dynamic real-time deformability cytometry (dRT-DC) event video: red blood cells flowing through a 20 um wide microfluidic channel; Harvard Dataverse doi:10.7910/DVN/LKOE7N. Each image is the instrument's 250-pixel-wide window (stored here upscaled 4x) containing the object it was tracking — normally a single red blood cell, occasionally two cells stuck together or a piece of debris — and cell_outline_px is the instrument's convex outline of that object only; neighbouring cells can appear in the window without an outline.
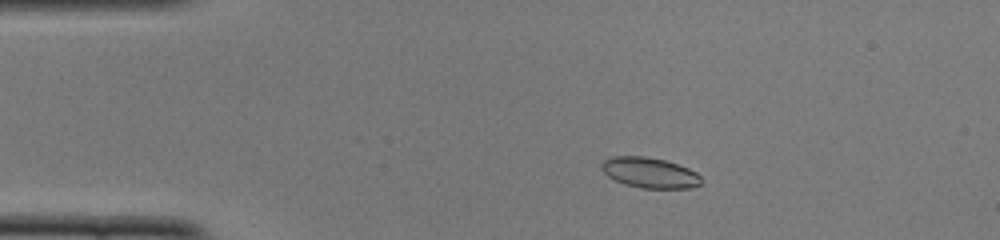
{"species": "common noctule bat (a hibernating species)", "species_latin": "Nyctalus noctula", "temperature_condition": "cold", "stored_images_in_passage": 46, "camera_frame_rate_fps": 3000, "um_per_image_px": 0.085, "animal": {"sex": "female", "body_mass_g": 22.0, "forearm_length_mm": 56.7}, "frame": {"image": 1, "passage_image": 4, "time_ms": 1.0, "image_size_px": [1000, 240], "cell_outline_px": [[700, 184], [692, 188], [640, 188], [624, 184], [608, 176], [600, 168], [600, 164], [604, 160], [612, 156], [644, 156], [664, 160], [688, 168], [696, 172], [700, 176]], "centroid_in_image_um": [55.19, 14.68], "position_along_channel_um": 29.8, "area_um2": 17.63}}
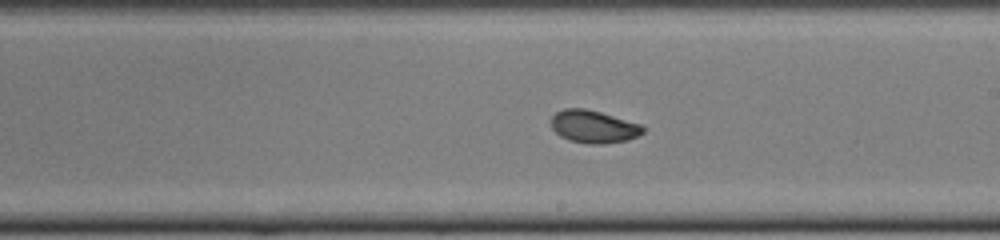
{"frame": {"image": 2, "passage_image": 24, "time_ms": 7.667, "image_size_px": [1000, 240], "cell_outline_px": [[644, 132], [628, 140], [604, 144], [588, 144], [568, 140], [560, 136], [552, 128], [552, 116], [556, 112], [564, 108], [584, 108], [600, 112], [640, 124], [644, 128]], "centroid_in_image_um": [50.43, 10.77], "position_along_channel_um": 238.6, "area_um2": 17.4}}
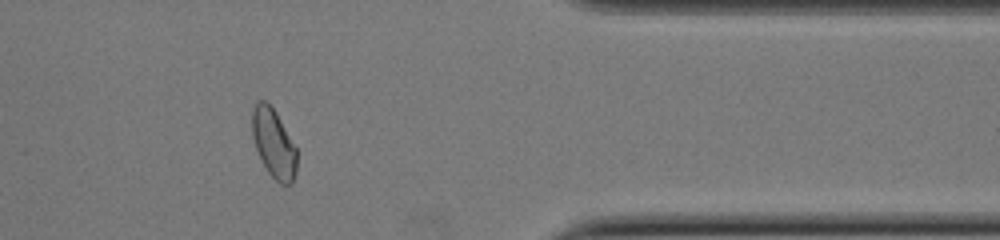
{"frame": {"image": 3, "passage_image": 37, "time_ms": 12.0, "image_size_px": [1000, 240], "cell_outline_px": [[296, 172], [292, 184], [280, 184], [268, 172], [256, 148], [252, 136], [252, 108], [256, 100], [264, 100], [276, 112], [296, 148]], "centroid_in_image_um": [23.25, 12.17], "position_along_channel_um": 388.2, "area_um2": 17.74}, "authors_computed_cell_mechanics": {"area_um2": 17.6001, "velocity_mm_per_s": 3.8837, "shape_relaxation_time_tau1_ms": 7.9694, "shape_relaxation_time_tau2_ms": 2.0581, "deformation_change_tau1": 0.1711, "deformation_change_tau2": 0.0615}}